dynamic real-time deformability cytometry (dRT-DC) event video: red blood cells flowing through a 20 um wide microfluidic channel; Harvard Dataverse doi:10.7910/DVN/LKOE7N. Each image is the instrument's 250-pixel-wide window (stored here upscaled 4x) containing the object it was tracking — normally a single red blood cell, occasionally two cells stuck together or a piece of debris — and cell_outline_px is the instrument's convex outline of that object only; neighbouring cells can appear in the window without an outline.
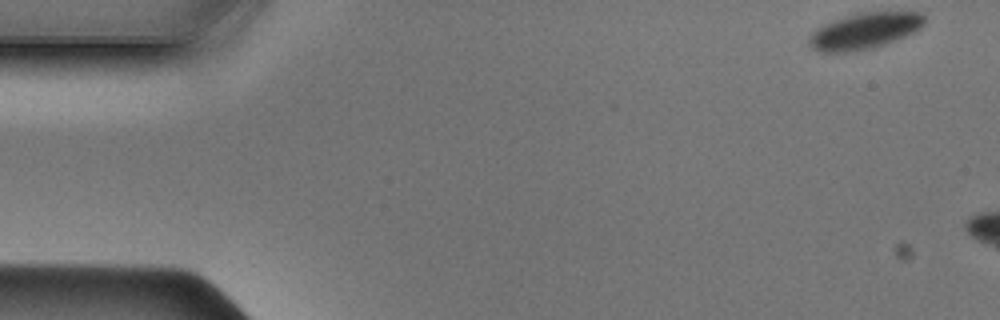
{"species": "Egyptian fruit bat (a non-hibernating species)", "species_latin": "Rousettus aegyptiacus", "temperature_condition": "cold", "stored_images_in_passage": 5, "camera_frame_rate_fps": 3000, "um_per_image_px": 0.085, "animal": {"sex": "male"}, "frame": {"image": 1, "passage_image": 1, "time_ms": 0.0, "image_size_px": [1000, 320], "cell_outline_px": [[924, 24], [920, 28], [904, 36], [884, 44], [872, 48], [852, 52], [820, 52], [812, 48], [808, 44], [808, 36], [816, 28], [824, 24], [860, 12], [924, 12]], "centroid_in_image_um": [73.45, 2.63], "position_along_channel_um": 11.5, "area_um2": 24.1}}